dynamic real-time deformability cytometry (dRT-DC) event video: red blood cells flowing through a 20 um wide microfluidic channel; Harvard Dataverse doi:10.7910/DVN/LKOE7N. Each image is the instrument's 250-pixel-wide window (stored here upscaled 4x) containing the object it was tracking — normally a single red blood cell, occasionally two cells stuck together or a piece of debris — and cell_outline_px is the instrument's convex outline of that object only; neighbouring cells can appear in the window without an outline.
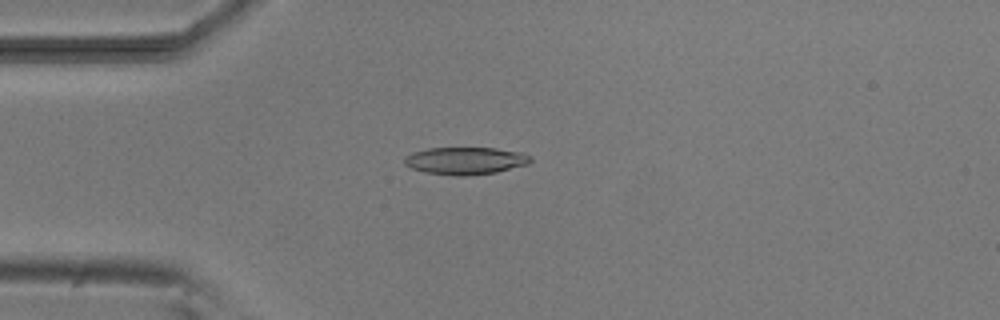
{"species": "common noctule bat (a hibernating species)", "species_latin": "Nyctalus noctula", "temperature_condition": "room temperature", "stored_images_in_passage": 5, "camera_frame_rate_fps": 3000, "um_per_image_px": 0.085, "animal": {"sex": "male", "body_mass_g": 20.5, "forearm_length_mm": 52.5}, "frame": {"image": 1, "passage_image": 4, "time_ms": 3.333, "image_size_px": [1000, 320], "cell_outline_px": [[532, 160], [528, 164], [496, 172], [468, 176], [452, 176], [424, 172], [412, 168], [404, 164], [404, 156], [412, 152], [428, 148], [496, 148], [520, 152], [532, 156]], "centroid_in_image_um": [39.54, 13.67], "position_along_channel_um": 45.5, "area_um2": 20.29}}